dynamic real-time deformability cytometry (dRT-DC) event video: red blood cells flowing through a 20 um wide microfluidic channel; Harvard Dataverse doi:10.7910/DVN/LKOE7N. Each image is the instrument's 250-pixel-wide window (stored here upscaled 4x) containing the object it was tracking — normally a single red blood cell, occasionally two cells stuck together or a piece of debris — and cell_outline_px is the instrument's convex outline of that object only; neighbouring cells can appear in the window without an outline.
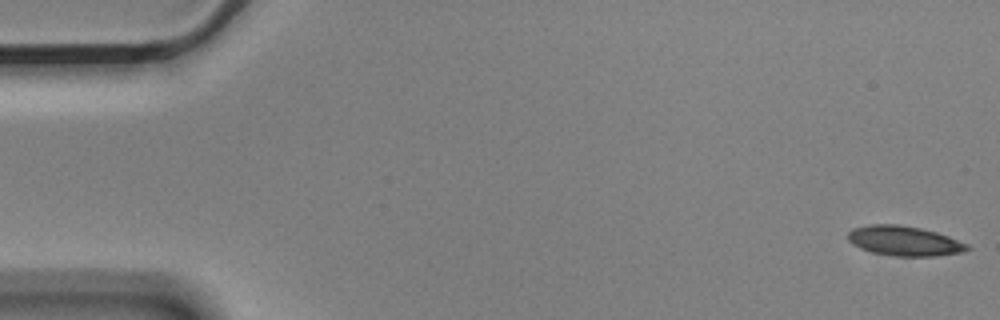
{"species": "Egyptian fruit bat (a non-hibernating species)", "species_latin": "Rousettus aegyptiacus", "temperature_condition": "cold", "stored_images_in_passage": 5, "camera_frame_rate_fps": 3000, "um_per_image_px": 0.085, "animal": {"sex": "male"}, "frame": {"image": 1, "passage_image": 1, "time_ms": 0.0, "image_size_px": [1000, 320], "cell_outline_px": [[972, 248], [960, 252], [936, 256], [896, 256], [872, 252], [860, 248], [852, 244], [848, 240], [848, 232], [852, 228], [868, 224], [900, 224], [920, 228], [936, 232], [948, 236], [968, 244]], "centroid_in_image_um": [76.84, 20.47], "position_along_channel_um": 8.2, "area_um2": 20.75}}
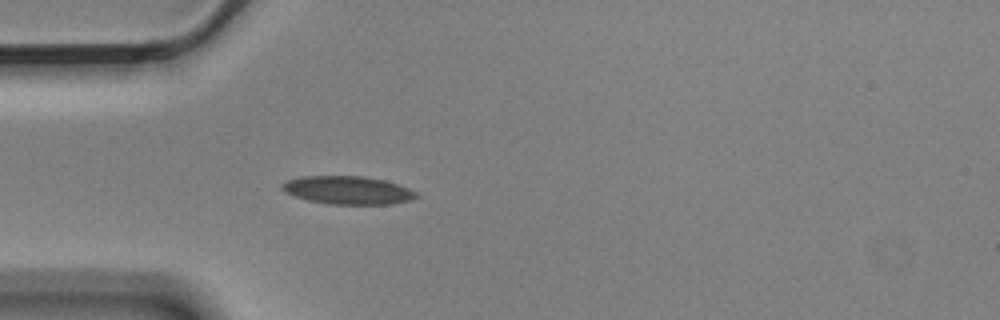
{"frame": {"image": 2, "passage_image": 5, "time_ms": 1.333, "image_size_px": [1000, 320], "cell_outline_px": [[420, 196], [412, 200], [392, 204], [328, 204], [308, 200], [284, 192], [280, 188], [280, 184], [288, 180], [304, 176], [364, 176], [384, 180], [408, 188], [416, 192]], "centroid_in_image_um": [29.57, 16.17], "position_along_channel_um": 55.4, "area_um2": 22.02}}